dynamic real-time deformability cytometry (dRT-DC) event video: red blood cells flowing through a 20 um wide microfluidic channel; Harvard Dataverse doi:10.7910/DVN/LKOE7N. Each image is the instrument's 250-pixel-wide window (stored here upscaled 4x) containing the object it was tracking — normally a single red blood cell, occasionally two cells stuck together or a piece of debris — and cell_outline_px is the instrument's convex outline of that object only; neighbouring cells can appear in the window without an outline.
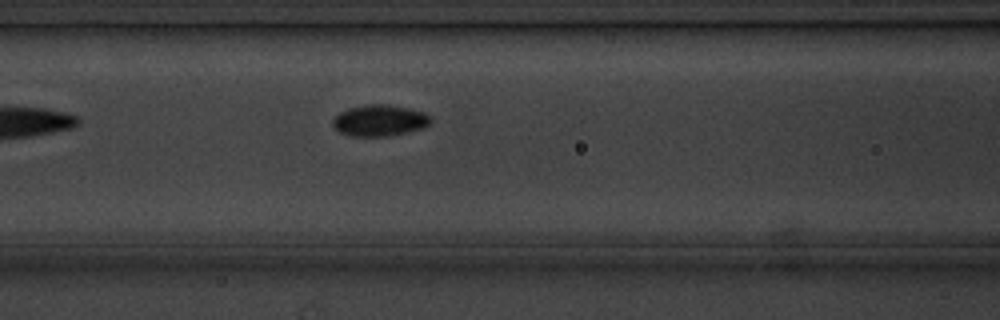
{"species": "common noctule bat (a hibernating species)", "species_latin": "Nyctalus noctula", "temperature_condition": "cold", "stored_images_in_passage": 4, "camera_frame_rate_fps": 3000, "um_per_image_px": 0.085, "animal": {"sex": "male", "body_mass_g": 20.1, "forearm_length_mm": 53.5}, "frame": {"image": 1, "passage_image": 4, "time_ms": 4.333, "image_size_px": [1000, 320], "cell_outline_px": [[432, 124], [424, 128], [388, 136], [352, 136], [340, 132], [332, 124], [332, 120], [340, 112], [348, 108], [372, 104], [388, 104], [408, 108], [424, 112], [432, 120]], "centroid_in_image_um": [32.29, 10.24], "position_along_channel_um": 134.3, "area_um2": 17.8}}